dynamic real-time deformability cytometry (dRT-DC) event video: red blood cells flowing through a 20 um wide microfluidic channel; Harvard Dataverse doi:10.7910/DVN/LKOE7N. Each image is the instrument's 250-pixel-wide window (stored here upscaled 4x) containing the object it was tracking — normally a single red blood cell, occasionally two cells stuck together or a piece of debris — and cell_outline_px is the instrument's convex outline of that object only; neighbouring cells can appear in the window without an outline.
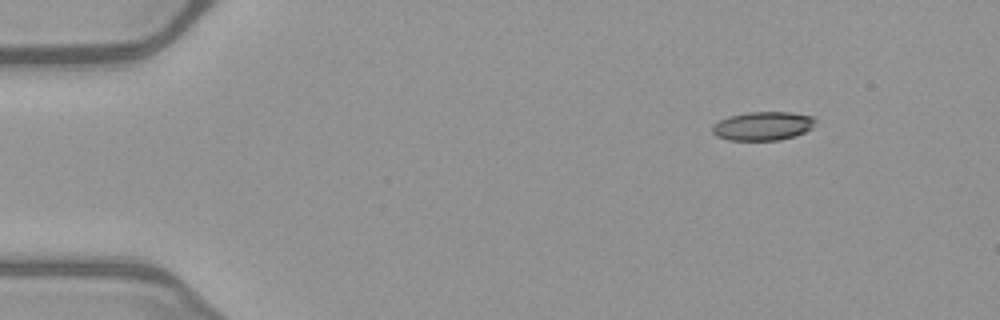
{"species": "common noctule bat (a hibernating species)", "species_latin": "Nyctalus noctula", "temperature_condition": "warm", "stored_images_in_passage": 46, "camera_frame_rate_fps": 3000, "um_per_image_px": 0.085, "animal": {"sex": "female", "body_mass_g": 21.9}, "frame": {"image": 1, "passage_image": 1, "time_ms": 0.0, "image_size_px": [1000, 320], "cell_outline_px": [[816, 120], [812, 128], [796, 136], [780, 140], [728, 140], [716, 136], [712, 132], [712, 128], [720, 120], [728, 116], [748, 112], [792, 112], [812, 116]], "centroid_in_image_um": [64.86, 10.71], "position_along_channel_um": 20.1, "area_um2": 17.28}}
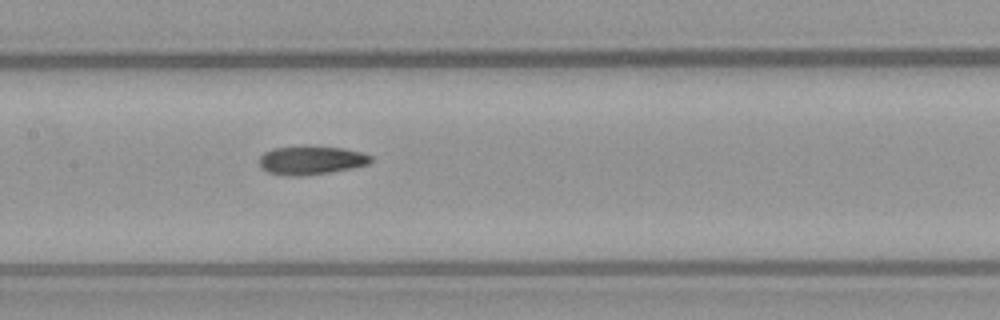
{"frame": {"image": 2, "passage_image": 20, "time_ms": 6.333, "image_size_px": [1000, 320], "cell_outline_px": [[372, 160], [368, 164], [352, 168], [332, 172], [300, 176], [292, 176], [268, 172], [260, 168], [260, 156], [264, 152], [272, 148], [308, 144], [344, 148], [364, 152], [372, 156]], "centroid_in_image_um": [26.46, 13.58], "position_along_channel_um": 180.9, "area_um2": 19.19}}
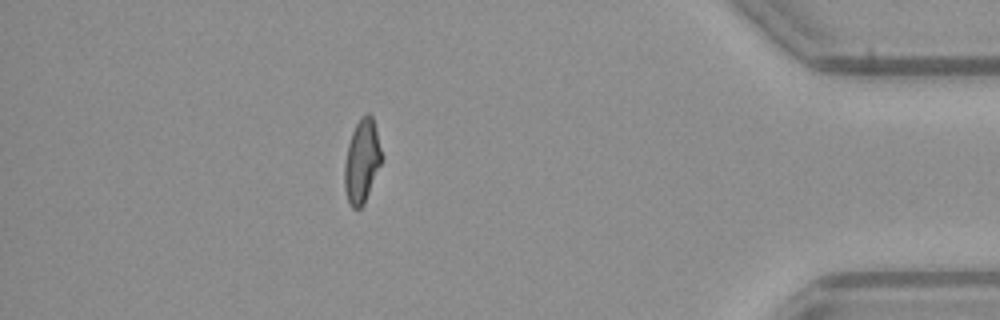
{"frame": {"image": 3, "passage_image": 40, "time_ms": 13.0, "image_size_px": [1000, 320], "cell_outline_px": [[384, 156], [364, 204], [360, 208], [352, 208], [348, 200], [344, 188], [344, 164], [348, 144], [352, 132], [360, 116], [368, 112], [372, 116]], "centroid_in_image_um": [30.77, 13.68], "position_along_channel_um": 404.4, "area_um2": 18.21}, "authors_computed_cell_mechanics": {"area_um2": 18.5249, "velocity_mm_per_s": 4.0429, "shape_relaxation_time_tau1_ms": 8.9061, "shape_relaxation_time_tau2_ms": 2.1151, "deformation_change_tau1": 0.2533, "deformation_change_tau2": 0.084}}